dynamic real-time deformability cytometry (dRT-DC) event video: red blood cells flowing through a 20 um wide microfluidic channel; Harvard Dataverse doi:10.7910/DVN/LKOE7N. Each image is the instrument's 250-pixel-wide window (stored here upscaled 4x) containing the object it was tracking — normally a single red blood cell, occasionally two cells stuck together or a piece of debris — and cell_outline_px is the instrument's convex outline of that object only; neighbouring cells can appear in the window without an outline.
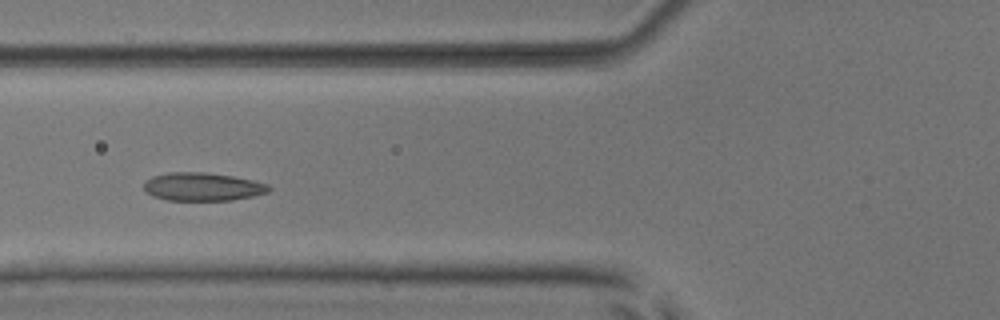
{"species": "common noctule bat (a hibernating species)", "species_latin": "Nyctalus noctula", "temperature_condition": "room temperature", "stored_images_in_passage": 8, "camera_frame_rate_fps": 3000, "um_per_image_px": 0.085, "animal": {"sex": "male", "body_mass_g": 17.9, "forearm_length_mm": 54.2}, "frame": {"image": 1, "passage_image": 5, "time_ms": 4.667, "image_size_px": [1000, 320], "cell_outline_px": [[272, 188], [268, 192], [252, 196], [232, 200], [168, 200], [152, 196], [144, 192], [144, 184], [152, 176], [168, 172], [204, 172], [232, 176], [252, 180], [268, 184]], "centroid_in_image_um": [17.2, 15.87], "position_along_channel_um": 108.6, "area_um2": 20.52}}
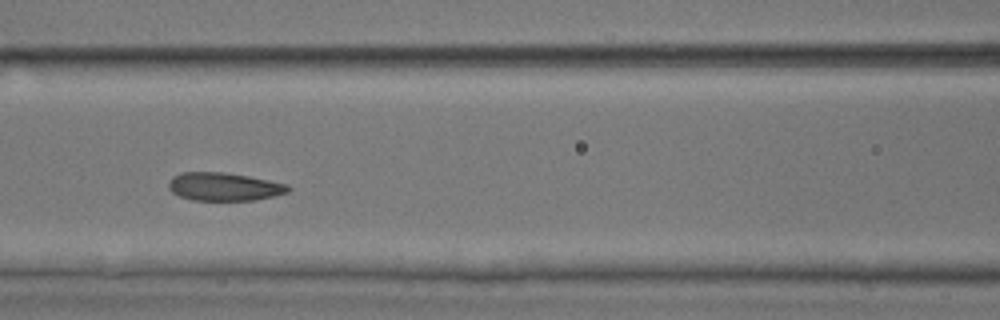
{"frame": {"image": 2, "passage_image": 6, "time_ms": 5.667, "image_size_px": [1000, 320], "cell_outline_px": [[292, 188], [288, 192], [272, 196], [252, 200], [192, 200], [180, 196], [172, 192], [168, 188], [168, 180], [172, 176], [180, 172], [224, 172], [248, 176], [288, 184]], "centroid_in_image_um": [19.01, 15.86], "position_along_channel_um": 147.6, "area_um2": 19.65}}